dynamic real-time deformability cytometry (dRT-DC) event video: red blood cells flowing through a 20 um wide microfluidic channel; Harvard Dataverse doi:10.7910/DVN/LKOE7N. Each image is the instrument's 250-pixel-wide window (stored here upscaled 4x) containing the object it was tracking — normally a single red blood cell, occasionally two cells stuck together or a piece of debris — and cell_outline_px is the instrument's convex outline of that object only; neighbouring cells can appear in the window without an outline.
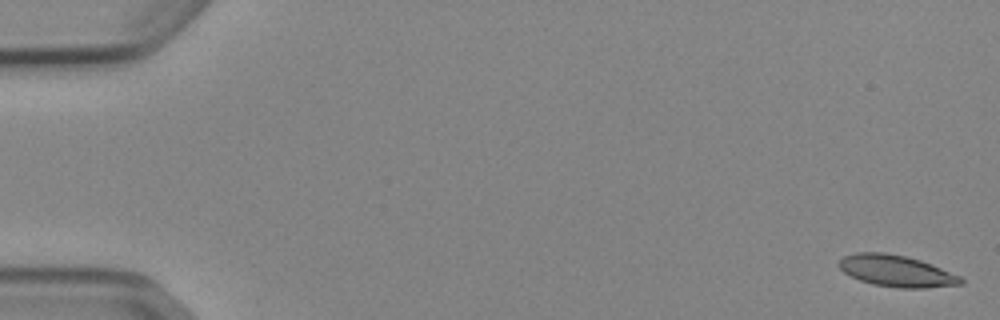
{"species": "Egyptian fruit bat (a non-hibernating species)", "species_latin": "Rousettus aegyptiacus", "temperature_condition": "cold", "stored_images_in_passage": 16, "camera_frame_rate_fps": 3000, "um_per_image_px": 0.085, "animal": {"sex": "female"}, "frame": {"image": 1, "passage_image": 1, "time_ms": 0.0, "image_size_px": [1000, 320], "cell_outline_px": [[964, 284], [924, 288], [900, 288], [872, 284], [860, 280], [844, 272], [836, 264], [844, 256], [856, 252], [884, 252], [904, 256], [920, 260], [932, 264], [960, 276], [964, 280]], "centroid_in_image_um": [76.2, 23.03], "position_along_channel_um": 8.8, "area_um2": 22.37}}
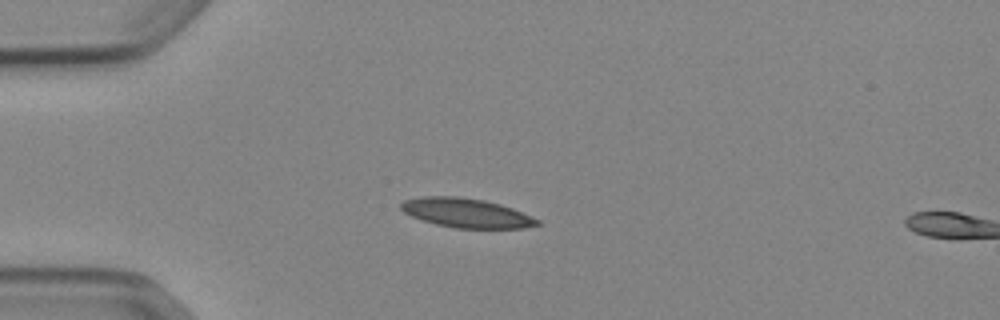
{"frame": {"image": 2, "passage_image": 14, "time_ms": 4.333, "image_size_px": [1000, 320], "cell_outline_px": [[540, 224], [524, 228], [456, 228], [436, 224], [412, 216], [404, 212], [400, 208], [400, 204], [404, 200], [424, 196], [460, 196], [484, 200], [500, 204], [512, 208], [540, 220]], "centroid_in_image_um": [39.64, 18.09], "position_along_channel_um": 45.4, "area_um2": 23.12}}